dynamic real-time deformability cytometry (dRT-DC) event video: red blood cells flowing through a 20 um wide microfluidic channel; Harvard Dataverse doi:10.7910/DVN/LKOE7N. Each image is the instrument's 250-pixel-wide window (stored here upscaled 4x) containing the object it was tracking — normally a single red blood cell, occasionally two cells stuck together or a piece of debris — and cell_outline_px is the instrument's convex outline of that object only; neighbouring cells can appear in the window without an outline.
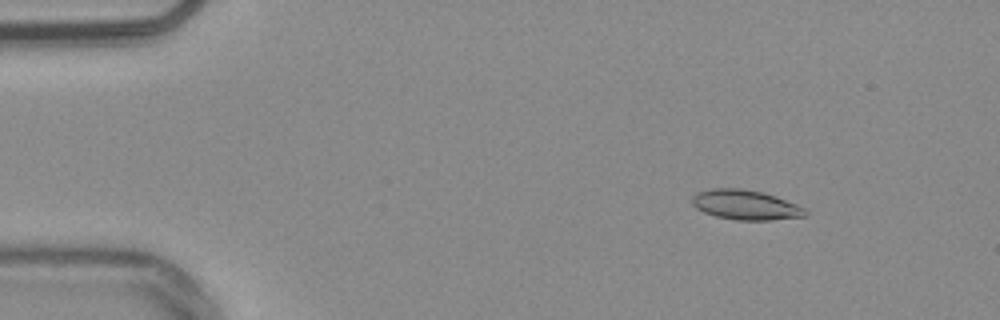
{"species": "common noctule bat (a hibernating species)", "species_latin": "Nyctalus noctula", "temperature_condition": "warm", "stored_images_in_passage": 48, "camera_frame_rate_fps": 3000, "um_per_image_px": 0.085, "animal": {"sex": "male", "body_mass_g": 20.4}, "frame": {"image": 1, "passage_image": 1, "time_ms": 0.0, "image_size_px": [1000, 320], "cell_outline_px": [[808, 212], [804, 216], [772, 220], [736, 220], [716, 216], [704, 212], [696, 208], [692, 204], [692, 196], [696, 192], [712, 188], [740, 188], [760, 192], [776, 196], [796, 204], [804, 208]], "centroid_in_image_um": [63.34, 17.41], "position_along_channel_um": 21.7, "area_um2": 19.59}}
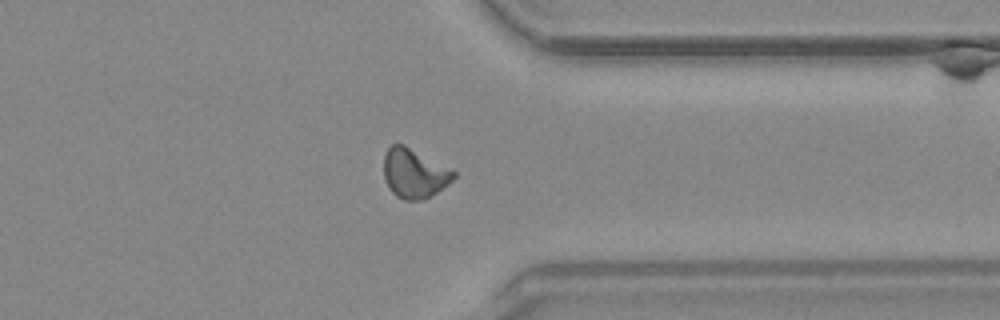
{"frame": {"image": 2, "passage_image": 36, "time_ms": 11.667, "image_size_px": [1000, 320], "cell_outline_px": [[456, 176], [448, 184], [436, 192], [420, 200], [404, 200], [396, 196], [392, 192], [384, 176], [384, 156], [388, 148], [392, 144], [404, 144], [456, 172]], "centroid_in_image_um": [35.2, 14.73], "position_along_channel_um": 376.2, "area_um2": 19.71}}
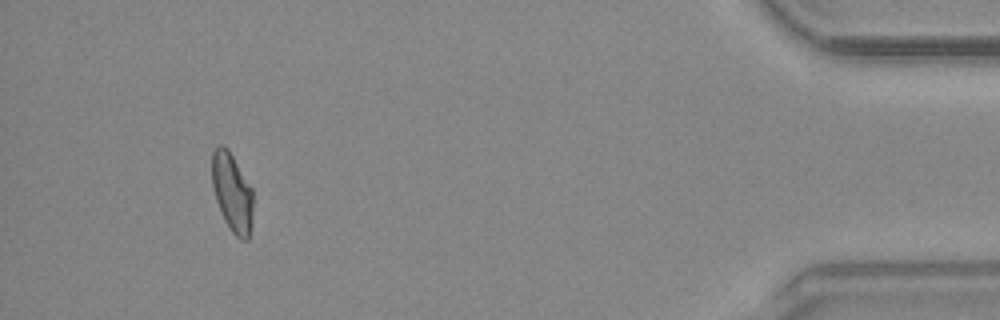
{"frame": {"image": 3, "passage_image": 44, "time_ms": 14.333, "image_size_px": [1000, 320], "cell_outline_px": [[252, 220], [248, 240], [240, 240], [228, 228], [224, 220], [216, 200], [212, 184], [212, 152], [220, 144], [224, 144], [228, 148], [252, 188]], "centroid_in_image_um": [19.73, 16.36], "position_along_channel_um": 415.5, "area_um2": 18.9}, "authors_computed_cell_mechanics": {"area_um2": 19.2185, "velocity_mm_per_s": 3.8053, "shape_relaxation_time_tau1_ms": null, "shape_relaxation_time_tau2_ms": 3.685, "deformation_change_tau1": null, "deformation_change_tau2": 0.0944}}